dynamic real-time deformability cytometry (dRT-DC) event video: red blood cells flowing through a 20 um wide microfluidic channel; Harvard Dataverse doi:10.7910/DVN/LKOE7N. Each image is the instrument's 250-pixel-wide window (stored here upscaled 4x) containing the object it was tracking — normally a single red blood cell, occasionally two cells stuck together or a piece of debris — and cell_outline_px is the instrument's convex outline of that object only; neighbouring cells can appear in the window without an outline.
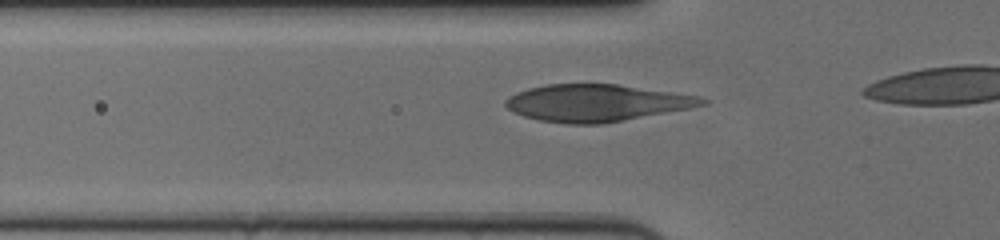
{"species": "human", "species_latin": "Homo sapiens", "temperature_condition": "cold", "stored_images_in_passage": 20, "camera_frame_rate_fps": 3000, "um_per_image_px": 0.085, "donor": {"sex": "female"}, "frame": {"image": 1, "passage_image": 14, "time_ms": 4.333, "image_size_px": [1000, 240], "cell_outline_px": [[712, 100], [708, 104], [688, 108], [624, 120], [600, 124], [568, 124], [540, 120], [524, 116], [508, 108], [504, 104], [504, 100], [508, 96], [516, 92], [528, 88], [548, 84], [616, 84], [700, 96]], "centroid_in_image_um": [50.71, 8.74], "position_along_channel_um": 75.1, "area_um2": 42.25}}
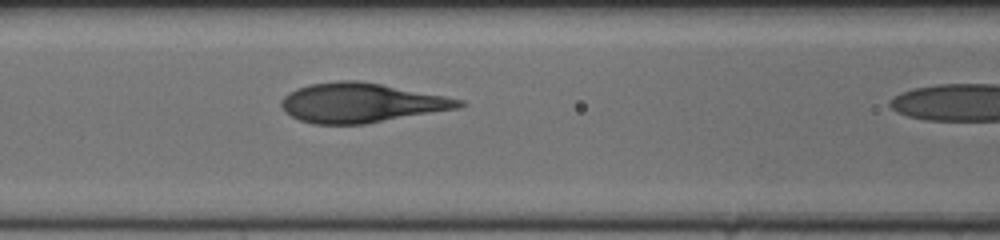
{"frame": {"image": 2, "passage_image": 19, "time_ms": 6.0, "image_size_px": [1000, 240], "cell_outline_px": [[468, 104], [460, 108], [364, 124], [312, 124], [300, 120], [284, 112], [280, 104], [280, 100], [284, 96], [296, 88], [308, 84], [340, 80], [360, 80], [444, 96], [464, 100]], "centroid_in_image_um": [30.68, 8.74], "position_along_channel_um": 135.9, "area_um2": 40.98}}